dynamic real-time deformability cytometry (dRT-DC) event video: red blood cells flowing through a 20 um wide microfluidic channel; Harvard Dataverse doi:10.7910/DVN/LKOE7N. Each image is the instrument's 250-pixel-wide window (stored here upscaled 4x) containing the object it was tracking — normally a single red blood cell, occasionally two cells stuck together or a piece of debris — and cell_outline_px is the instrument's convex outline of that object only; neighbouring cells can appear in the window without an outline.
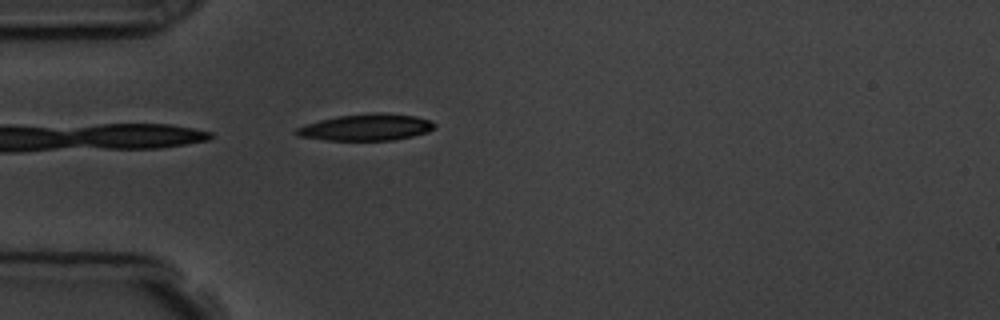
{"species": "common noctule bat (a hibernating species)", "species_latin": "Nyctalus noctula", "temperature_condition": "room temperature", "stored_images_in_passage": 2, "camera_frame_rate_fps": 3000, "um_per_image_px": 0.085, "animal": {"sex": "male", "body_mass_g": 19.5, "forearm_length_mm": 54.6}, "frame": {"image": 1, "passage_image": 2, "time_ms": 1.333, "image_size_px": [1000, 320], "cell_outline_px": [[436, 124], [428, 132], [412, 136], [392, 140], [324, 140], [296, 136], [292, 132], [296, 128], [320, 120], [336, 116], [372, 112], [376, 112], [416, 116], [428, 120]], "centroid_in_image_um": [31.08, 10.82], "position_along_channel_um": 53.9, "area_um2": 21.39}}